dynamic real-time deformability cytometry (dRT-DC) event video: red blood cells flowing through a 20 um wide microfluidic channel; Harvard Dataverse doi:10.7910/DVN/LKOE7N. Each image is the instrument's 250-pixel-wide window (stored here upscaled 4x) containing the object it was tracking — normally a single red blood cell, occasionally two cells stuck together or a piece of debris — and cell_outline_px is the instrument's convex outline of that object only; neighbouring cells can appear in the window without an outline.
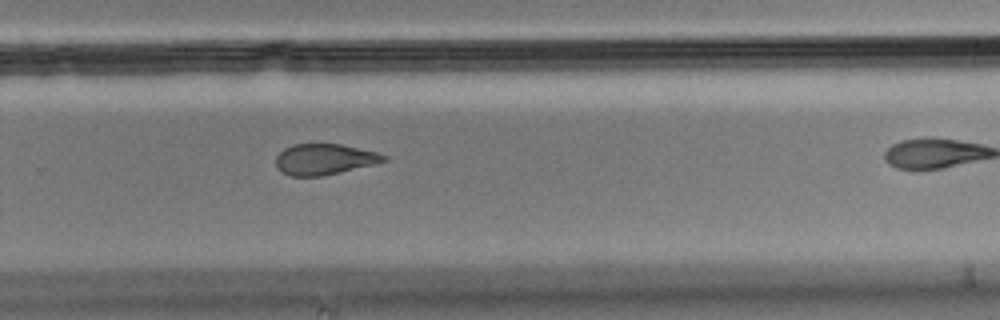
{"species": "Egyptian fruit bat (a non-hibernating species)", "species_latin": "Rousettus aegyptiacus", "temperature_condition": "cold", "stored_images_in_passage": 8, "segment_of_instrument_passage": [1, 2], "camera_frame_rate_fps": 3000, "um_per_image_px": 0.085, "animal": {"sex": "male"}, "frame": {"image": 1, "passage_image": 7, "time_ms": 2.0, "image_size_px": [1000, 320], "cell_outline_px": [[388, 160], [376, 164], [340, 172], [320, 176], [292, 176], [284, 172], [276, 164], [276, 156], [284, 148], [292, 144], [340, 144], [376, 152], [388, 156]], "centroid_in_image_um": [27.6, 13.53], "position_along_channel_um": 302.2, "area_um2": 19.25}}